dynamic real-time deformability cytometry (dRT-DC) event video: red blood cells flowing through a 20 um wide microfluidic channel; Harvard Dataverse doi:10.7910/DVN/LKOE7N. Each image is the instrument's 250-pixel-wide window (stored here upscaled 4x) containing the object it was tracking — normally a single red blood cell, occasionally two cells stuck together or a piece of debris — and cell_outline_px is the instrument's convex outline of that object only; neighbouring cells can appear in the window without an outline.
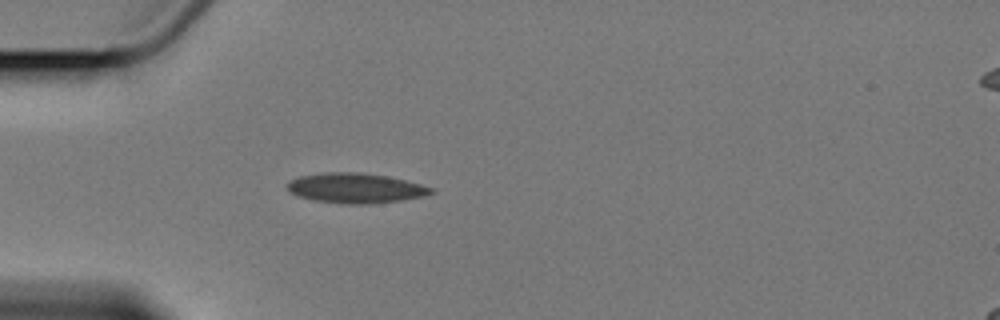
{"species": "Egyptian fruit bat (a non-hibernating species)", "species_latin": "Rousettus aegyptiacus", "temperature_condition": "cold", "stored_images_in_passage": 1, "camera_frame_rate_fps": 3000, "um_per_image_px": 0.085, "animal": {"sex": "female"}, "frame": {"image": 1, "passage_image": 1, "time_ms": 0.0, "image_size_px": [1000, 320], "cell_outline_px": [[436, 192], [424, 196], [400, 200], [368, 204], [344, 204], [312, 200], [296, 196], [288, 192], [288, 184], [292, 180], [300, 176], [324, 172], [356, 172], [384, 176], [404, 180], [420, 184], [432, 188]], "centroid_in_image_um": [30.19, 16.0], "position_along_channel_um": 54.8, "area_um2": 24.97}}